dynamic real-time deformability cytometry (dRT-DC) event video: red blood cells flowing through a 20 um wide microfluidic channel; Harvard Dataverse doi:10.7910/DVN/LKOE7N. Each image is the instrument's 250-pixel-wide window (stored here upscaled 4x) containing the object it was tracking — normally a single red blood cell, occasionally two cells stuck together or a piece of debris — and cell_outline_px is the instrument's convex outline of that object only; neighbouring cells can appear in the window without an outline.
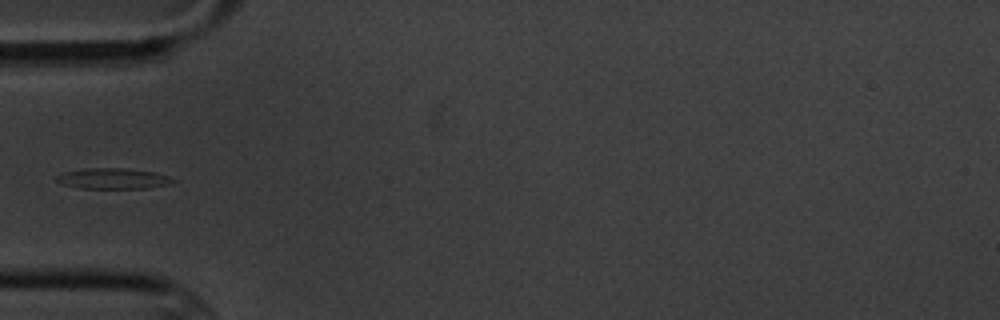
{"species": "common noctule bat (a hibernating species)", "species_latin": "Nyctalus noctula", "temperature_condition": "cold", "stored_images_in_passage": 6, "segment_of_instrument_passage": [2, 2], "camera_frame_rate_fps": 3000, "um_per_image_px": 0.085, "animal": {"sex": "male", "body_mass_g": 20.1, "forearm_length_mm": 53.5}, "frame": {"image": 1, "passage_image": 6, "time_ms": 5.667, "image_size_px": [1000, 320], "cell_outline_px": [[176, 180], [172, 184], [148, 188], [80, 188], [60, 184], [56, 180], [56, 176], [64, 172], [84, 168], [124, 168], [156, 172], [168, 176]], "centroid_in_image_um": [9.62, 15.17], "position_along_channel_um": 75.4, "area_um2": 14.16}}